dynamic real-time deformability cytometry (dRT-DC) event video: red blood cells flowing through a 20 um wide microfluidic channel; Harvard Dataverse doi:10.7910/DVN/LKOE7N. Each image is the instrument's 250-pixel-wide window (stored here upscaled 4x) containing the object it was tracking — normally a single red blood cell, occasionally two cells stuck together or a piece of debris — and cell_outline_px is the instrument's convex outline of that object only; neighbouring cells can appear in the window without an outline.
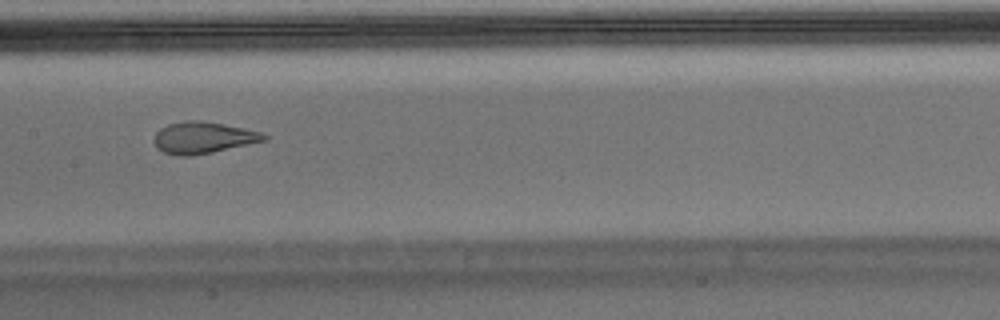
{"species": "Egyptian fruit bat (a non-hibernating species)", "species_latin": "Rousettus aegyptiacus", "temperature_condition": "warm", "stored_images_in_passage": 44, "camera_frame_rate_fps": 3000, "um_per_image_px": 0.085, "animal": {"sex": "male"}, "frame": {"image": 1, "passage_image": 26, "time_ms": 8.333, "image_size_px": [1000, 320], "cell_outline_px": [[268, 140], [212, 152], [192, 156], [176, 156], [164, 152], [156, 148], [152, 140], [156, 132], [160, 128], [168, 124], [188, 120], [196, 120], [224, 124], [244, 128], [260, 132], [268, 136]], "centroid_in_image_um": [17.23, 11.71], "position_along_channel_um": 190.2, "area_um2": 20.35}}